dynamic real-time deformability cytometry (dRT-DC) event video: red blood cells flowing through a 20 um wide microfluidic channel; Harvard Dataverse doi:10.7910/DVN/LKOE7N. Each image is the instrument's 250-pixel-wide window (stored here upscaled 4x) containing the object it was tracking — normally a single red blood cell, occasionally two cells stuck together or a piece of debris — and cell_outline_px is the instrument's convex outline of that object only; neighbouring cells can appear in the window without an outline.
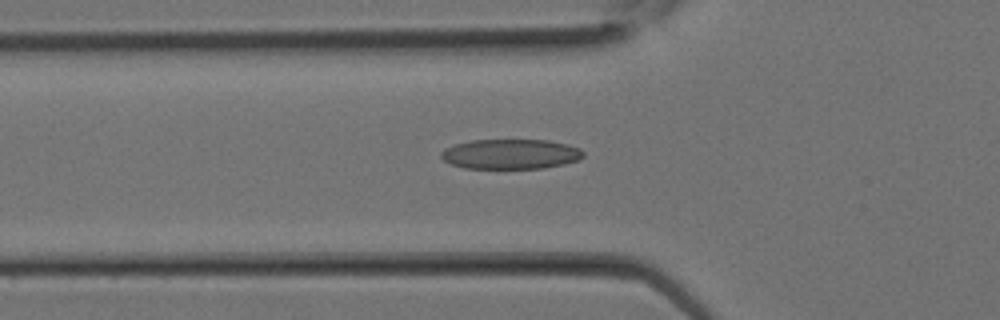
{"species": "Egyptian fruit bat (a non-hibernating species)", "species_latin": "Rousettus aegyptiacus", "temperature_condition": "room temperature", "stored_images_in_passage": 16, "camera_frame_rate_fps": 3000, "um_per_image_px": 0.085, "animal": {"sex": "female"}, "frame": {"image": 1, "passage_image": 9, "time_ms": 2.667, "image_size_px": [1000, 320], "cell_outline_px": [[584, 156], [580, 160], [564, 164], [544, 168], [464, 168], [452, 164], [444, 160], [440, 156], [440, 152], [444, 148], [452, 144], [472, 140], [548, 140], [568, 144], [580, 148], [584, 152]], "centroid_in_image_um": [43.41, 13.09], "position_along_channel_um": 82.4, "area_um2": 25.03}}
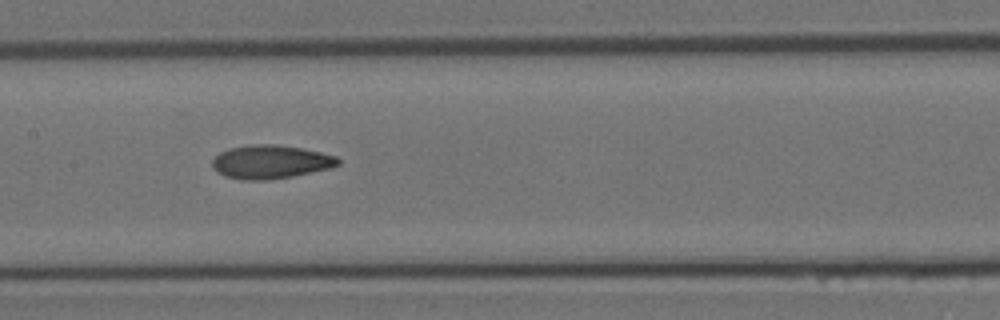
{"frame": {"image": 2, "passage_image": 13, "time_ms": 4.0, "image_size_px": [1000, 320], "cell_outline_px": [[340, 164], [332, 168], [292, 176], [264, 180], [244, 180], [224, 176], [216, 172], [212, 168], [212, 160], [220, 152], [228, 148], [252, 144], [276, 144], [300, 148], [320, 152], [336, 156], [340, 160]], "centroid_in_image_um": [22.98, 13.76], "position_along_channel_um": 184.4, "area_um2": 24.68}}
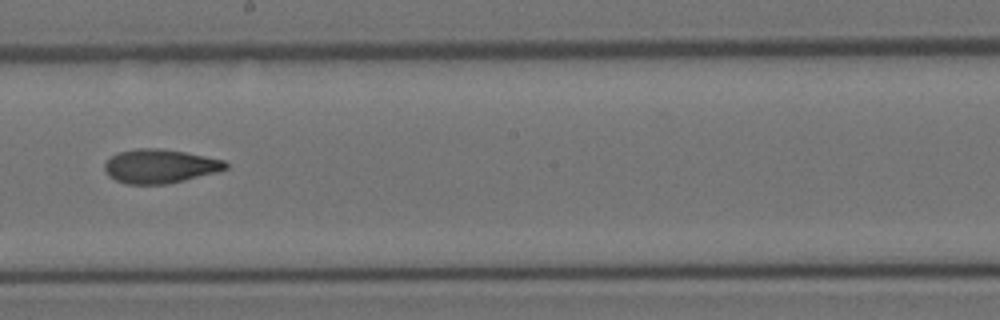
{"frame": {"image": 3, "passage_image": 15, "time_ms": 4.667, "image_size_px": [1000, 320], "cell_outline_px": [[228, 168], [216, 172], [168, 184], [128, 184], [116, 180], [108, 176], [104, 168], [104, 164], [116, 152], [136, 148], [156, 148], [184, 152], [224, 160], [228, 164]], "centroid_in_image_um": [13.57, 14.12], "position_along_channel_um": 234.6, "area_um2": 23.81}}